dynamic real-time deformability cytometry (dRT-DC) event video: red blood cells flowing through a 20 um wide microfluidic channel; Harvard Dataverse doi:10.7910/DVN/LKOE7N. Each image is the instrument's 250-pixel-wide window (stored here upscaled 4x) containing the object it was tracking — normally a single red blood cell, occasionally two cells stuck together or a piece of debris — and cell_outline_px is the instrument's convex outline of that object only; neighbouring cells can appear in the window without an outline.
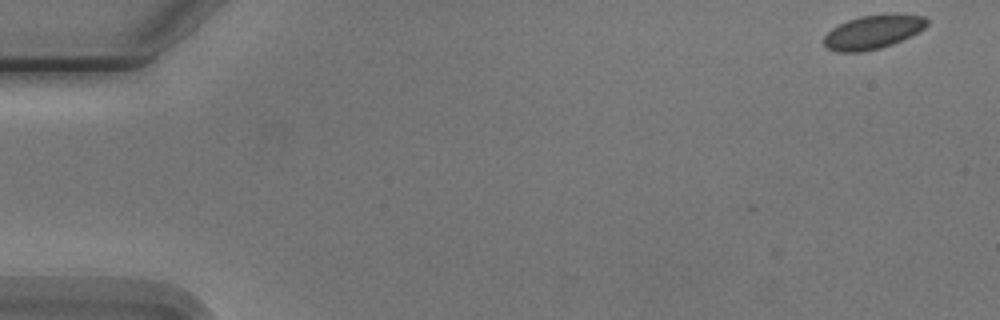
{"species": "Egyptian fruit bat (a non-hibernating species)", "species_latin": "Rousettus aegyptiacus", "temperature_condition": "cold", "stored_images_in_passage": 5, "camera_frame_rate_fps": 3000, "um_per_image_px": 0.085, "animal": {"sex": "male"}, "frame": {"image": 1, "passage_image": 1, "time_ms": 0.0, "image_size_px": [1000, 320], "cell_outline_px": [[928, 24], [924, 28], [892, 44], [880, 48], [860, 52], [836, 52], [828, 48], [824, 44], [824, 36], [832, 28], [848, 20], [860, 16], [892, 12], [896, 12], [924, 16], [928, 20]], "centroid_in_image_um": [74.21, 2.69], "position_along_channel_um": 10.8, "area_um2": 20.4}}